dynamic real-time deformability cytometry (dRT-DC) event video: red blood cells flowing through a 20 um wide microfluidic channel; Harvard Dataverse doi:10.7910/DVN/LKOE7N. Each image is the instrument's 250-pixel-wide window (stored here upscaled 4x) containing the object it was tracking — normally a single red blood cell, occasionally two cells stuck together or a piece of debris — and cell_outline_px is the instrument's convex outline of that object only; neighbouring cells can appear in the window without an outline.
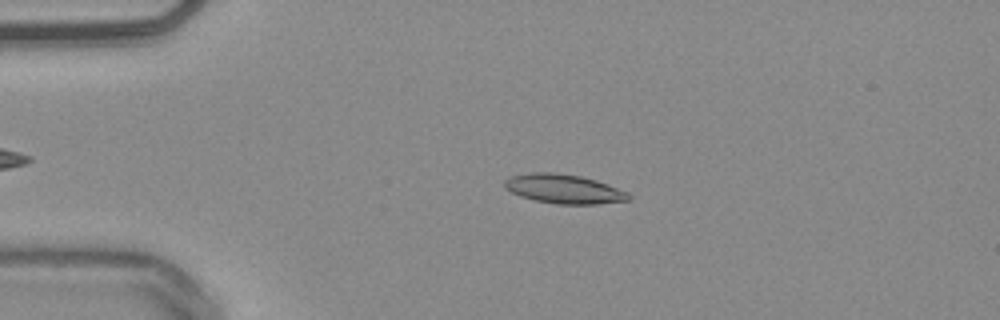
{"species": "common noctule bat (a hibernating species)", "species_latin": "Nyctalus noctula", "temperature_condition": "warm", "stored_images_in_passage": 47, "camera_frame_rate_fps": 3000, "um_per_image_px": 0.085, "animal": {"sex": "male", "body_mass_g": 20.4}, "frame": {"image": 1, "passage_image": 12, "time_ms": 3.667, "image_size_px": [1000, 320], "cell_outline_px": [[632, 200], [596, 204], [556, 204], [536, 200], [520, 196], [504, 188], [504, 180], [512, 176], [532, 172], [556, 172], [580, 176], [596, 180], [608, 184], [628, 192], [632, 196]], "centroid_in_image_um": [47.96, 16.06], "position_along_channel_um": 37.0, "area_um2": 21.21}}
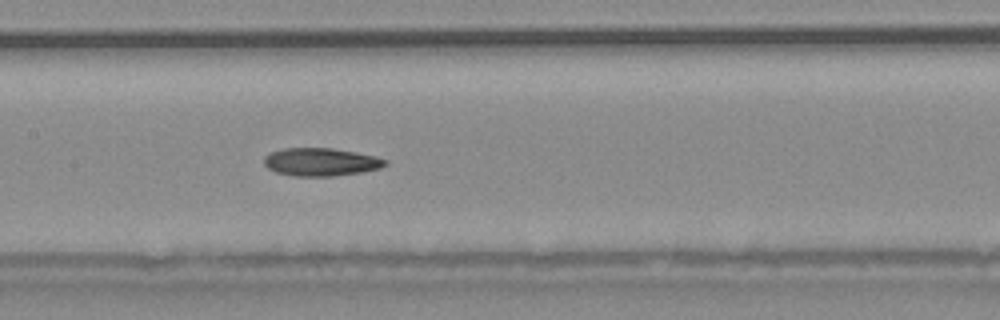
{"frame": {"image": 2, "passage_image": 26, "time_ms": 8.333, "image_size_px": [1000, 320], "cell_outline_px": [[388, 164], [380, 168], [360, 172], [332, 176], [292, 176], [276, 172], [268, 168], [264, 164], [264, 156], [268, 152], [284, 148], [332, 148], [356, 152], [376, 156], [388, 160]], "centroid_in_image_um": [27.26, 13.76], "position_along_channel_um": 180.1, "area_um2": 19.88}}
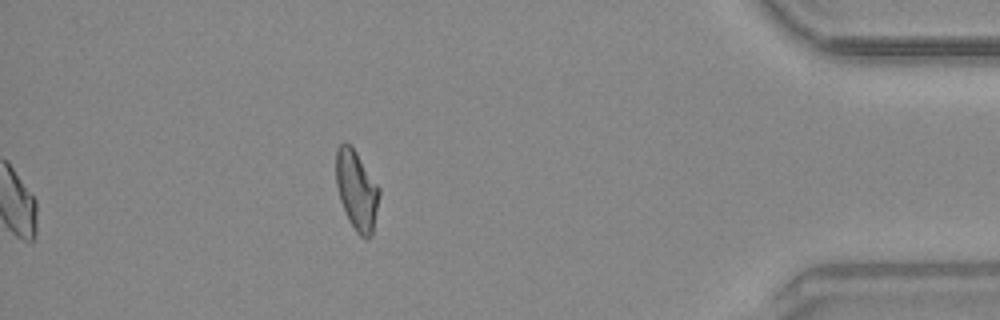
{"frame": {"image": 3, "passage_image": 47, "time_ms": 15.333, "image_size_px": [1000, 320], "cell_outline_px": [[380, 196], [372, 236], [368, 240], [360, 236], [356, 232], [348, 220], [344, 212], [340, 200], [336, 184], [336, 152], [340, 144], [348, 144], [356, 152], [380, 188]], "centroid_in_image_um": [30.33, 16.24], "position_along_channel_um": 404.9, "area_um2": 20.06}, "authors_computed_cell_mechanics": {"area_um2": 19.8832, "velocity_mm_per_s": 3.8493, "shape_relaxation_time_tau1_ms": 11.2571, "shape_relaxation_time_tau2_ms": 6.2004, "deformation_change_tau1": 0.2626, "deformation_change_tau2": 0.1227}}